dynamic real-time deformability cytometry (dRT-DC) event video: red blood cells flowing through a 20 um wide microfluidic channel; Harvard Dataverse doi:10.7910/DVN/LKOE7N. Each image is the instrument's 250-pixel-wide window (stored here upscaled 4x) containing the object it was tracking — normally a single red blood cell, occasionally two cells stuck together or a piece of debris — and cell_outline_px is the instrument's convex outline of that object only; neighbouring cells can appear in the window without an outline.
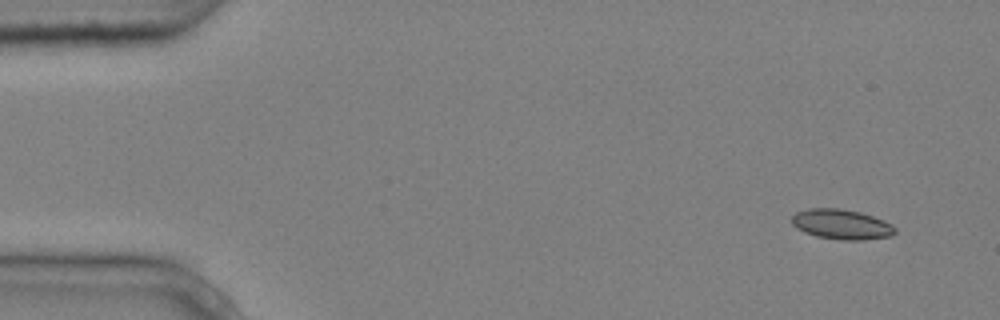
{"species": "common noctule bat (a hibernating species)", "species_latin": "Nyctalus noctula", "temperature_condition": "cold", "stored_images_in_passage": 4, "camera_frame_rate_fps": 3000, "um_per_image_px": 0.085, "animal": {"sex": "male", "body_mass_g": 20.4}, "frame": {"image": 1, "passage_image": 1, "time_ms": 0.0, "image_size_px": [1000, 320], "cell_outline_px": [[896, 232], [892, 236], [864, 240], [844, 240], [816, 236], [804, 232], [796, 228], [792, 224], [792, 216], [796, 212], [808, 208], [840, 208], [860, 212], [872, 216], [892, 224], [896, 228]], "centroid_in_image_um": [71.53, 19.07], "position_along_channel_um": 13.5, "area_um2": 18.15}}
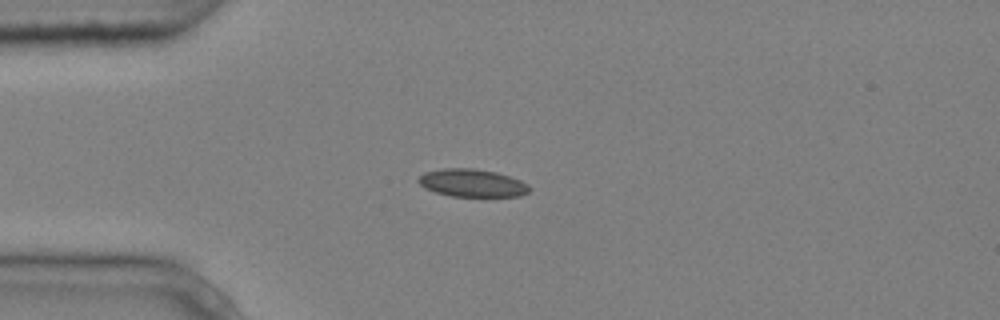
{"frame": {"image": 2, "passage_image": 4, "time_ms": 1.0, "image_size_px": [1000, 320], "cell_outline_px": [[532, 188], [528, 192], [520, 196], [452, 196], [436, 192], [424, 188], [416, 180], [424, 172], [440, 168], [472, 168], [496, 172], [520, 180], [528, 184]], "centroid_in_image_um": [40.12, 15.55], "position_along_channel_um": 44.9, "area_um2": 17.98}}